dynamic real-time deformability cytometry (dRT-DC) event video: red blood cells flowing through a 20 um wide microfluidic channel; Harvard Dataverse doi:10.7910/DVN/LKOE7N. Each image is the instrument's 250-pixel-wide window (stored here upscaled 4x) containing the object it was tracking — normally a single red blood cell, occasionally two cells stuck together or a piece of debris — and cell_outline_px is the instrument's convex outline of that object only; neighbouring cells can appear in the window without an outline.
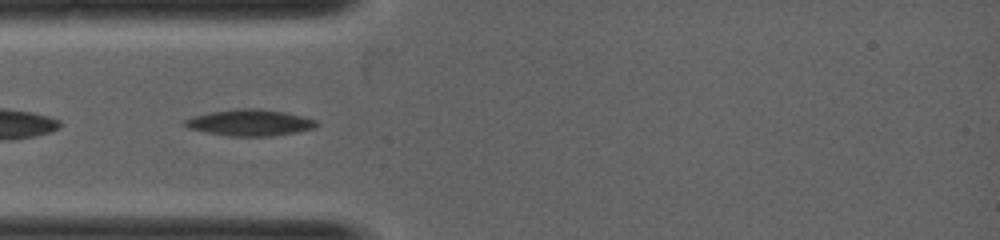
{"species": "common noctule bat (a hibernating species)", "species_latin": "Nyctalus noctula", "temperature_condition": "warm", "stored_images_in_passage": 29, "camera_frame_rate_fps": 5000, "um_per_image_px": 0.085, "animal": {"sex": "female", "body_mass_g": 19.0, "forearm_length_mm": 53.3}, "frame": {"image": 1, "passage_image": 3, "time_ms": 0.4, "image_size_px": [1000, 240], "cell_outline_px": [[320, 124], [316, 128], [296, 132], [272, 136], [232, 136], [208, 132], [188, 128], [184, 124], [184, 120], [192, 116], [212, 112], [240, 108], [256, 108], [284, 112], [304, 116], [316, 120]], "centroid_in_image_um": [21.29, 10.42], "position_along_channel_um": 63.7, "area_um2": 20.11}}
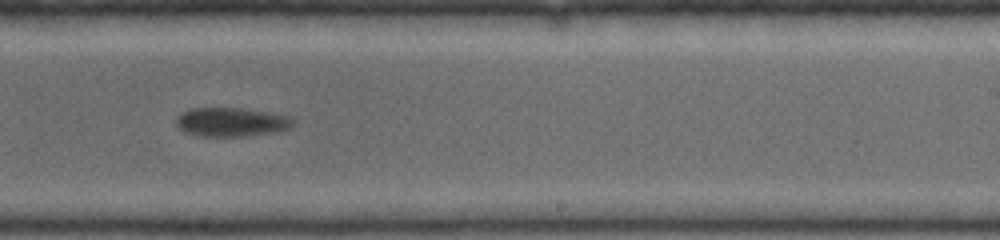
{"frame": {"image": 2, "passage_image": 14, "time_ms": 2.6, "image_size_px": [1000, 240], "cell_outline_px": [[292, 124], [288, 128], [276, 132], [244, 136], [200, 136], [184, 132], [176, 124], [176, 116], [180, 112], [192, 108], [240, 108], [268, 112], [292, 116]], "centroid_in_image_um": [19.63, 10.37], "position_along_channel_um": 269.4, "area_um2": 19.71}}
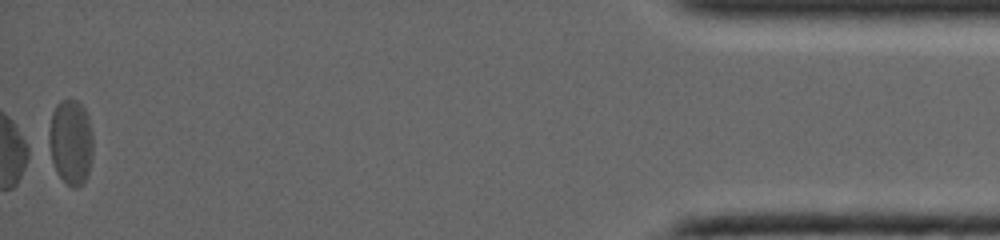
{"frame": {"image": 3, "passage_image": 29, "time_ms": 5.6, "image_size_px": [1000, 240], "cell_outline_px": [[92, 156], [88, 176], [76, 188], [72, 188], [56, 172], [52, 160], [48, 140], [48, 132], [52, 112], [56, 104], [60, 100], [76, 100], [84, 108], [88, 116], [92, 132]], "centroid_in_image_um": [6.01, 12.05], "position_along_channel_um": 429.2, "area_um2": 21.96}}